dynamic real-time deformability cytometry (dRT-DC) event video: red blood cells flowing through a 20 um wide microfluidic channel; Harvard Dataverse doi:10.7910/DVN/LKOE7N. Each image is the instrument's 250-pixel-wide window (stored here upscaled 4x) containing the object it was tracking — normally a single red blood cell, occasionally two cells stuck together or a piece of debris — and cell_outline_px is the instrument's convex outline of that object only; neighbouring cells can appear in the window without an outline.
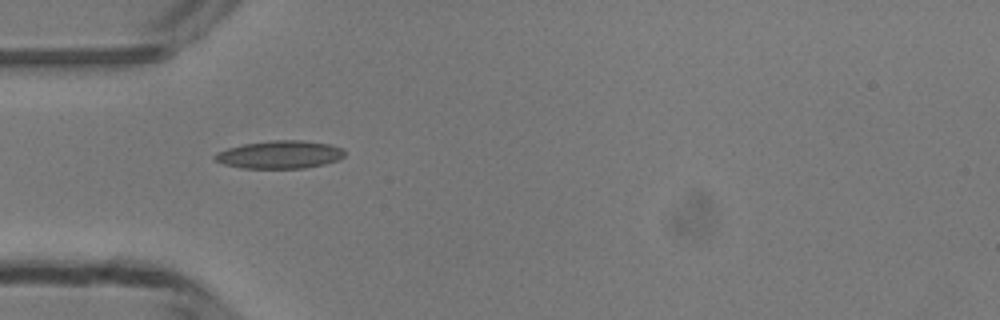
{"species": "common noctule bat (a hibernating species)", "species_latin": "Nyctalus noctula", "temperature_condition": "room temperature", "stored_images_in_passage": 35, "camera_frame_rate_fps": 3000, "um_per_image_px": 0.085, "animal": {"sex": "male", "body_mass_g": 13.3}, "frame": {"image": 1, "passage_image": 1, "time_ms": 0.0, "image_size_px": [1000, 320], "cell_outline_px": [[344, 156], [336, 160], [324, 164], [304, 168], [244, 168], [224, 164], [216, 160], [212, 156], [216, 152], [228, 148], [244, 144], [272, 140], [300, 140], [332, 144], [344, 148]], "centroid_in_image_um": [23.79, 13.13], "position_along_channel_um": 61.2, "area_um2": 21.04}}
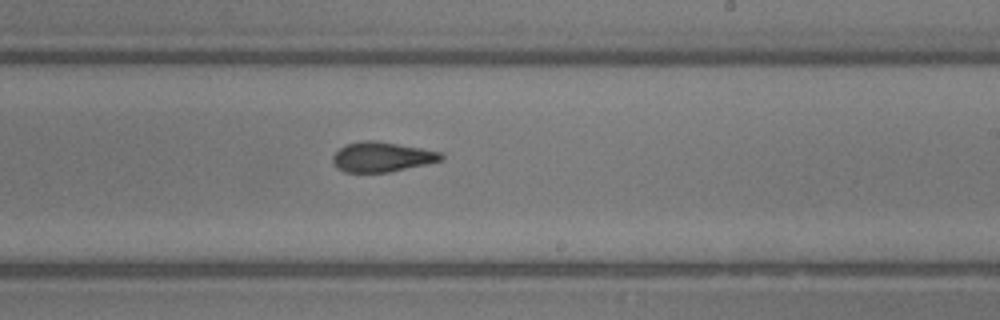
{"frame": {"image": 2, "passage_image": 15, "time_ms": 4.667, "image_size_px": [1000, 320], "cell_outline_px": [[444, 160], [428, 164], [388, 172], [344, 172], [336, 168], [332, 164], [332, 156], [344, 144], [364, 140], [376, 140], [420, 148], [440, 152], [444, 156]], "centroid_in_image_um": [32.43, 13.34], "position_along_channel_um": 256.6, "area_um2": 19.02}}
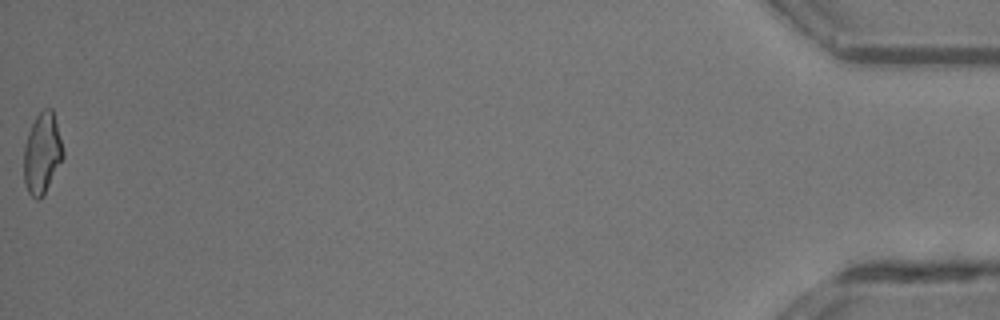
{"frame": {"image": 3, "passage_image": 35, "time_ms": 11.333, "image_size_px": [1000, 320], "cell_outline_px": [[64, 156], [44, 196], [40, 200], [36, 200], [28, 192], [24, 184], [24, 148], [28, 132], [36, 116], [44, 108], [52, 108], [64, 152]], "centroid_in_image_um": [3.58, 13.08], "position_along_channel_um": 431.6, "area_um2": 18.5}, "authors_computed_cell_mechanics": {"area_um2": 18.8428, "velocity_mm_per_s": 4.2056, "shape_relaxation_time_tau1_ms": null, "shape_relaxation_time_tau2_ms": 1.9508, "deformation_change_tau1": null, "deformation_change_tau2": 0.0999}}